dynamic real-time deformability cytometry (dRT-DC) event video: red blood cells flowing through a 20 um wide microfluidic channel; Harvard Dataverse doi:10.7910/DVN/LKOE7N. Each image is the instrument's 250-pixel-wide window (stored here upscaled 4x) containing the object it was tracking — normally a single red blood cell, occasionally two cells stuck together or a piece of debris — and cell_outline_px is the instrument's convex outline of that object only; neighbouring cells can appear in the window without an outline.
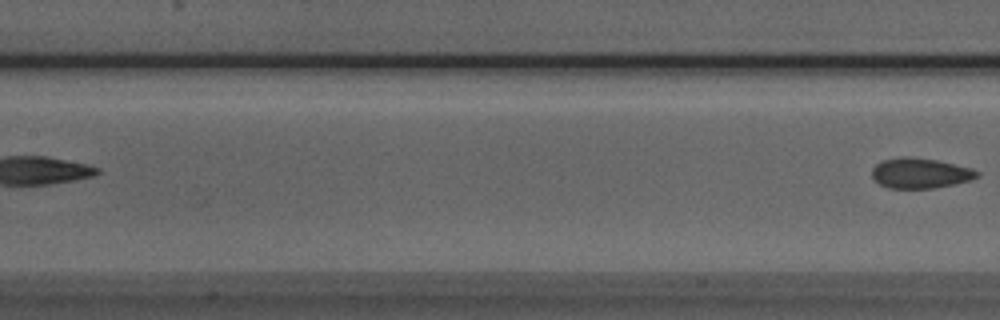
{"species": "Egyptian fruit bat (a non-hibernating species)", "species_latin": "Rousettus aegyptiacus", "temperature_condition": "room temperature", "stored_images_in_passage": 4, "camera_frame_rate_fps": 3000, "um_per_image_px": 0.085, "animal": {"sex": "male"}, "frame": {"image": 1, "passage_image": 4, "time_ms": 3.333, "image_size_px": [1000, 320], "cell_outline_px": [[980, 176], [968, 180], [936, 188], [888, 188], [880, 184], [872, 176], [872, 168], [876, 164], [884, 160], [900, 156], [908, 156], [936, 160], [972, 168], [980, 172]], "centroid_in_image_um": [78.21, 14.71], "position_along_channel_um": 129.2, "area_um2": 18.44}}